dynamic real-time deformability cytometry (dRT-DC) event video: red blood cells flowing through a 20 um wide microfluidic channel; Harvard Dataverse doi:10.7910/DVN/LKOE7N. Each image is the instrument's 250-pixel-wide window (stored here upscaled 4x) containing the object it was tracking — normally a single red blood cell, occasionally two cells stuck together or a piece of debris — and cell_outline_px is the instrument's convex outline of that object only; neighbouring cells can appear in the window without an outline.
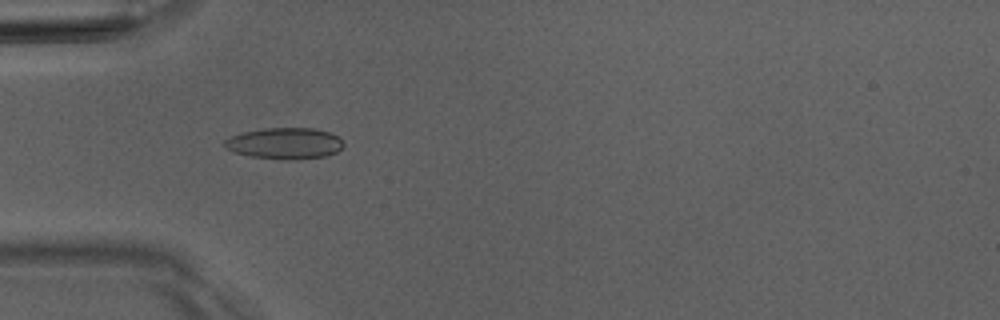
{"species": "Egyptian fruit bat (a non-hibernating species)", "species_latin": "Rousettus aegyptiacus", "temperature_condition": "room temperature", "stored_images_in_passage": 5, "camera_frame_rate_fps": 3000, "um_per_image_px": 0.085, "animal": {"sex": "male"}, "frame": {"image": 1, "passage_image": 4, "time_ms": 4.333, "image_size_px": [1000, 320], "cell_outline_px": [[344, 144], [336, 152], [328, 156], [292, 160], [284, 160], [252, 156], [232, 152], [224, 148], [224, 140], [232, 136], [244, 132], [264, 128], [316, 128], [332, 132], [340, 136]], "centroid_in_image_um": [24.24, 12.18], "position_along_channel_um": 60.8, "area_um2": 21.96}}